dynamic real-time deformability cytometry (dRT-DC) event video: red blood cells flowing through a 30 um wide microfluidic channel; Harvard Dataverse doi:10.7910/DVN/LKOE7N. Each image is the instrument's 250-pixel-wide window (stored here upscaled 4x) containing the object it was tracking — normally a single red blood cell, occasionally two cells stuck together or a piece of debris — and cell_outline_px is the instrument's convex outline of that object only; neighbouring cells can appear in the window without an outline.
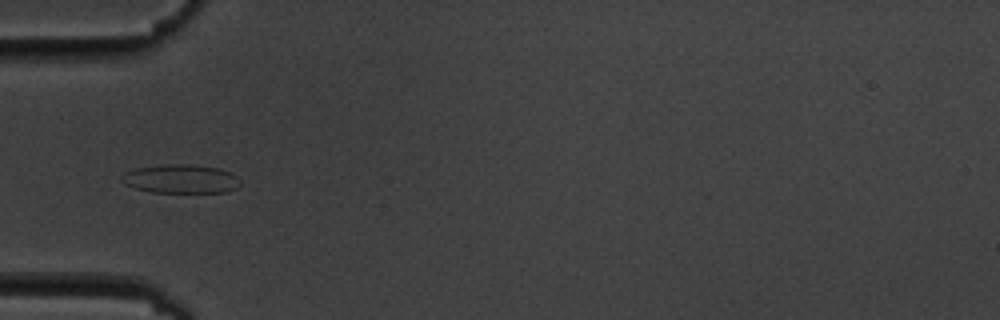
{"species": "common noctule bat (a hibernating species)", "species_latin": "Nyctalus noctula", "temperature_condition": "cold", "stored_images_in_passage": 13, "camera_frame_rate_fps": 3000, "um_per_image_px": 0.085, "animal": {"sex": "male", "body_mass_g": 19.5, "forearm_length_mm": 54.6}, "frame": {"image": 1, "passage_image": 3, "time_ms": 2.333, "image_size_px": [1000, 320], "cell_outline_px": [[240, 184], [236, 188], [228, 192], [152, 192], [136, 188], [124, 184], [120, 180], [120, 176], [124, 172], [136, 168], [160, 164], [188, 164], [220, 168], [232, 172], [240, 180]], "centroid_in_image_um": [15.36, 15.19], "position_along_channel_um": 69.6, "area_um2": 20.11}}
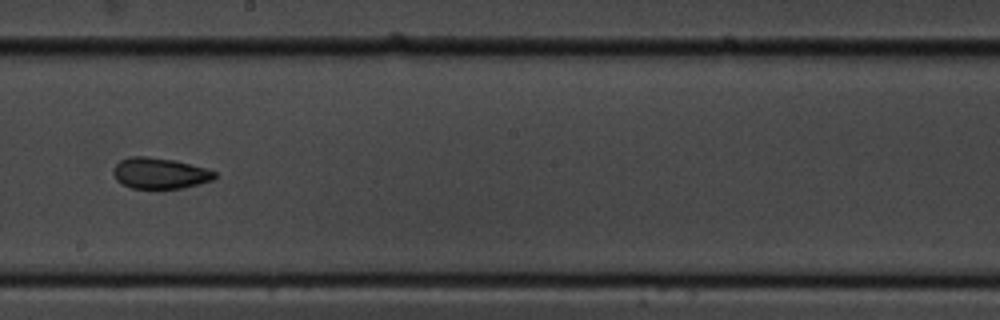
{"frame": {"image": 2, "passage_image": 7, "time_ms": 7.0, "image_size_px": [1000, 320], "cell_outline_px": [[216, 176], [212, 180], [184, 188], [132, 188], [116, 180], [112, 172], [112, 168], [120, 160], [128, 156], [148, 156], [172, 160], [208, 168], [216, 172]], "centroid_in_image_um": [13.57, 14.71], "position_along_channel_um": 234.6, "area_um2": 18.32}}
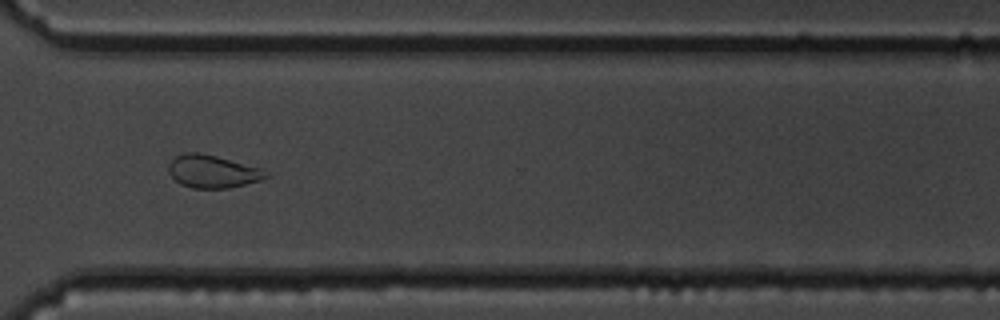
{"frame": {"image": 3, "passage_image": 10, "time_ms": 10.333, "image_size_px": [1000, 320], "cell_outline_px": [[268, 176], [260, 180], [228, 188], [192, 188], [180, 184], [168, 172], [168, 164], [176, 156], [184, 152], [200, 152], [216, 156], [260, 168], [268, 172]], "centroid_in_image_um": [18.03, 14.57], "position_along_channel_um": 352.6, "area_um2": 18.44}, "authors_computed_cell_mechanics": {"area_um2": 19.3052, "velocity_mm_per_s": 3.5477, "shape_relaxation_time_tau1_ms": null, "shape_relaxation_time_tau2_ms": 1.3584, "deformation_change_tau1": null, "deformation_change_tau2": 0.0512}}